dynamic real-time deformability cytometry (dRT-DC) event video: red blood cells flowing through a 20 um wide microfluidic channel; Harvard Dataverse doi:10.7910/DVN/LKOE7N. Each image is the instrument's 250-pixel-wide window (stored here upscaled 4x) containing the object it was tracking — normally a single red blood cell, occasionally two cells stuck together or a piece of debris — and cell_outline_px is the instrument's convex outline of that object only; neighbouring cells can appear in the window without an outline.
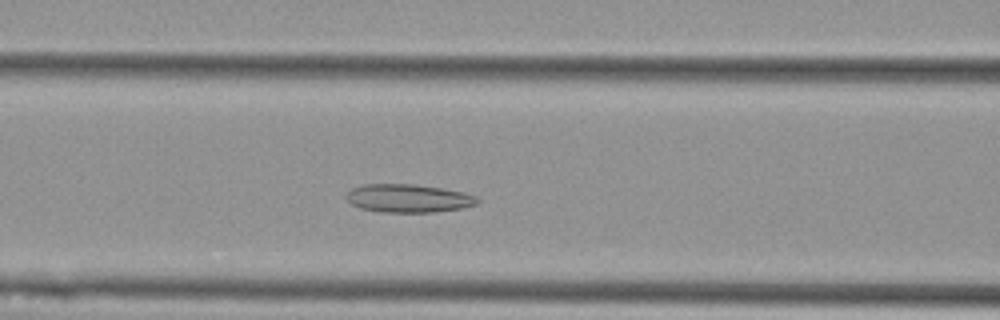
{"species": "Egyptian fruit bat (a non-hibernating species)", "species_latin": "Rousettus aegyptiacus", "temperature_condition": "cold", "stored_images_in_passage": 49, "camera_frame_rate_fps": 3000, "um_per_image_px": 0.085, "animal": {"sex": "female"}, "frame": {"image": 1, "passage_image": 16, "time_ms": 5.0, "image_size_px": [1000, 320], "cell_outline_px": [[480, 200], [476, 204], [460, 208], [436, 212], [380, 212], [360, 208], [352, 204], [344, 196], [352, 188], [364, 184], [412, 184], [440, 188], [464, 192], [476, 196]], "centroid_in_image_um": [34.69, 16.85], "position_along_channel_um": 131.9, "area_um2": 21.5}}
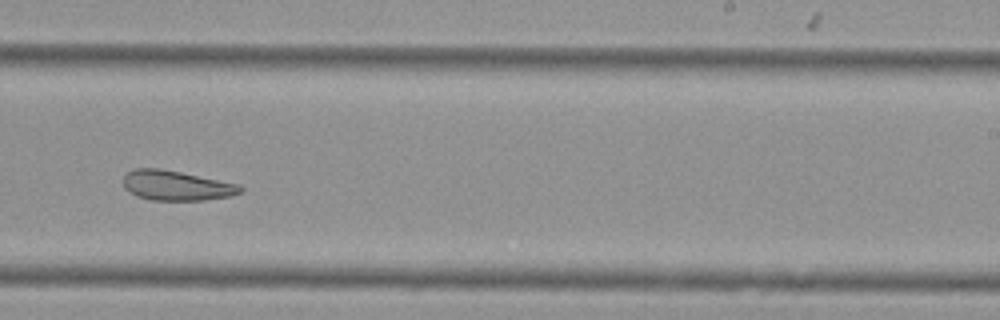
{"frame": {"image": 2, "passage_image": 28, "time_ms": 9.0, "image_size_px": [1000, 320], "cell_outline_px": [[244, 188], [240, 192], [228, 196], [204, 200], [152, 200], [136, 196], [124, 188], [124, 176], [128, 172], [136, 168], [160, 168], [240, 184]], "centroid_in_image_um": [14.98, 15.77], "position_along_channel_um": 274.0, "area_um2": 20.23}}
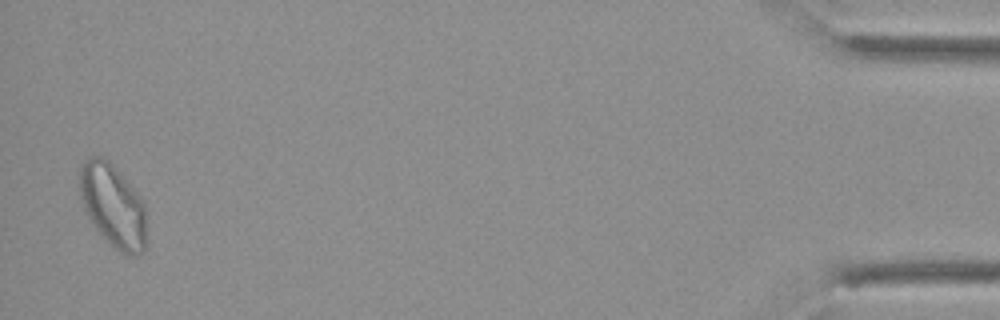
{"frame": {"image": 3, "passage_image": 48, "time_ms": 15.667, "image_size_px": [1000, 320], "cell_outline_px": [[148, 244], [144, 252], [136, 256], [128, 256], [120, 252], [100, 236], [88, 216], [84, 208], [80, 196], [80, 168], [84, 160], [88, 156], [100, 156], [108, 160], [112, 164], [136, 192], [144, 204], [148, 240]], "centroid_in_image_um": [9.63, 17.55], "position_along_channel_um": 425.6, "area_um2": 32.77}, "authors_computed_cell_mechanics": {"area_um2": 24.276, "velocity_mm_per_s": 3.5681, "shape_relaxation_time_tau1_ms": null, "shape_relaxation_time_tau2_ms": 2.369, "deformation_change_tau1": null, "deformation_change_tau2": 0.0956}}